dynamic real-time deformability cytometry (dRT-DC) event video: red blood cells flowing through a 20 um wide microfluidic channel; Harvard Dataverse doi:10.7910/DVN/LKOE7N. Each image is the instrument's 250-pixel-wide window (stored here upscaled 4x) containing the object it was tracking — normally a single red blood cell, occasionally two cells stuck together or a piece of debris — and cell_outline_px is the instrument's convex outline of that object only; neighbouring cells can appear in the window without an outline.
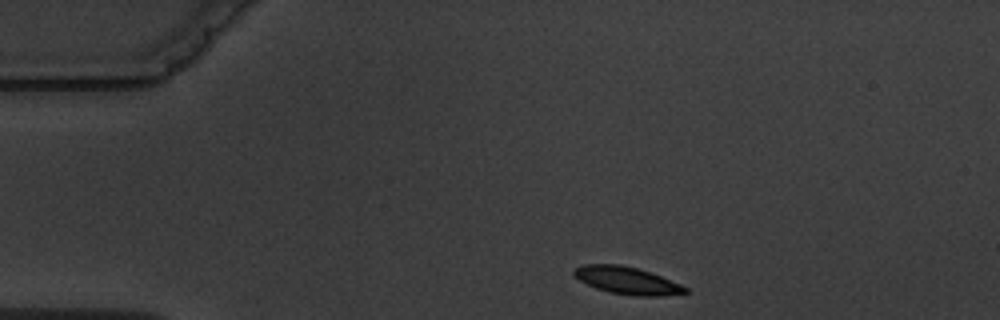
{"species": "common noctule bat (a hibernating species)", "species_latin": "Nyctalus noctula", "temperature_condition": "warm", "stored_images_in_passage": 3, "camera_frame_rate_fps": 3000, "um_per_image_px": 0.085, "animal": {"sex": "male", "body_mass_g": 19.5, "forearm_length_mm": 54.6}, "frame": {"image": 1, "passage_image": 1, "time_ms": 0.0, "image_size_px": [1000, 320], "cell_outline_px": [[688, 292], [664, 296], [632, 296], [608, 292], [596, 288], [580, 280], [572, 272], [576, 268], [584, 264], [620, 264], [636, 268], [660, 276], [680, 284], [688, 288]], "centroid_in_image_um": [53.3, 23.85], "position_along_channel_um": 31.7, "area_um2": 17.57}}
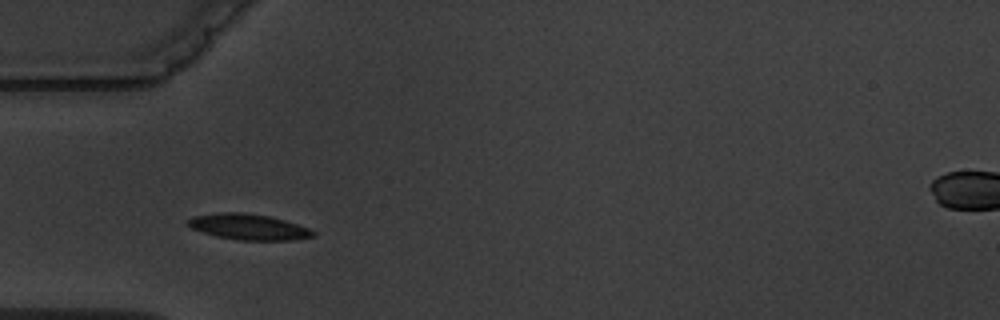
{"frame": {"image": 2, "passage_image": 3, "time_ms": 2.333, "image_size_px": [1000, 320], "cell_outline_px": [[316, 236], [292, 240], [236, 240], [216, 236], [192, 228], [188, 224], [188, 220], [192, 216], [220, 212], [240, 212], [268, 216], [284, 220], [308, 228], [316, 232]], "centroid_in_image_um": [21.14, 19.29], "position_along_channel_um": 63.9, "area_um2": 18.67}}